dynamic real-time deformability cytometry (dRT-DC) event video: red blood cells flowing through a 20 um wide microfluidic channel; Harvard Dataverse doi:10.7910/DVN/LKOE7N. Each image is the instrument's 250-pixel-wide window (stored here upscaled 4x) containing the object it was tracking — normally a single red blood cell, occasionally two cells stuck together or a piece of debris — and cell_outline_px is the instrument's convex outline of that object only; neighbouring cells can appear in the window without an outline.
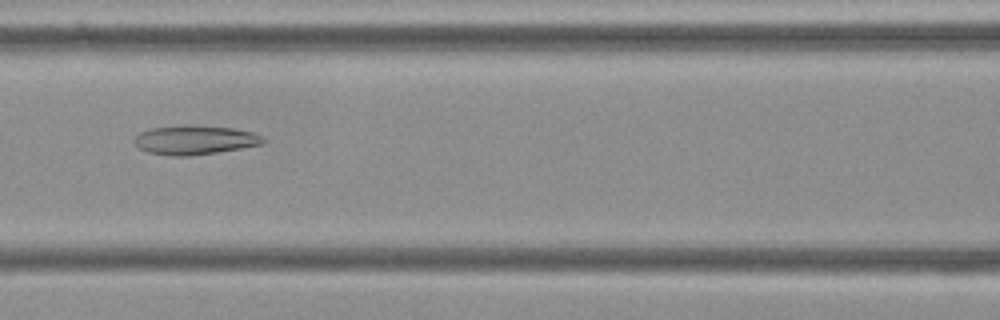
{"species": "Egyptian fruit bat (a non-hibernating species)", "species_latin": "Rousettus aegyptiacus", "temperature_condition": "cold", "stored_images_in_passage": 55, "camera_frame_rate_fps": 3000, "um_per_image_px": 0.085, "frame": {"image": 1, "passage_image": 24, "time_ms": 7.667, "image_size_px": [1000, 320], "cell_outline_px": [[268, 140], [264, 144], [216, 152], [188, 156], [172, 156], [148, 152], [140, 148], [132, 140], [140, 132], [148, 128], [184, 124], [232, 128], [252, 132]], "centroid_in_image_um": [16.54, 11.88], "position_along_channel_um": 150.1, "area_um2": 21.96}}
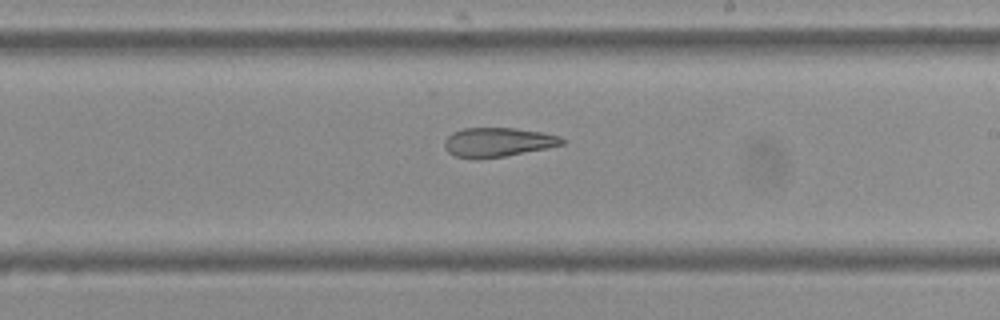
{"frame": {"image": 2, "passage_image": 32, "time_ms": 10.333, "image_size_px": [1000, 320], "cell_outline_px": [[564, 144], [548, 148], [504, 156], [480, 160], [476, 160], [456, 156], [448, 152], [444, 148], [444, 140], [452, 132], [464, 128], [516, 128], [540, 132], [560, 136], [564, 140]], "centroid_in_image_um": [42.28, 12.1], "position_along_channel_um": 246.7, "area_um2": 20.17}}
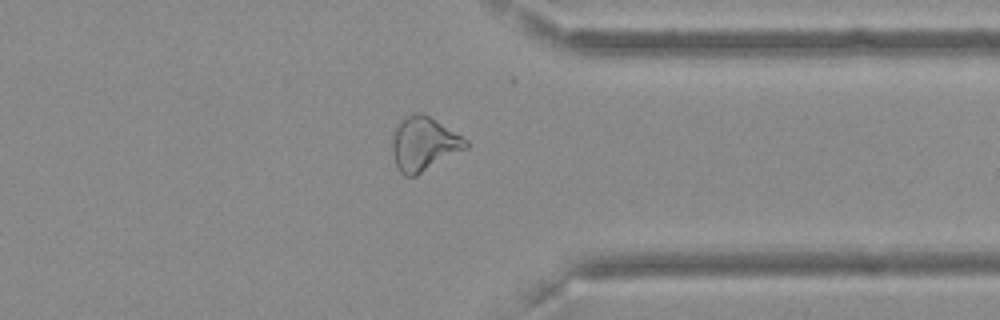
{"frame": {"image": 3, "passage_image": 43, "time_ms": 14.0, "image_size_px": [1000, 320], "cell_outline_px": [[468, 148], [416, 176], [404, 176], [396, 168], [392, 152], [392, 140], [396, 128], [400, 120], [416, 112], [420, 112], [428, 116], [468, 140]], "centroid_in_image_um": [36.01, 12.26], "position_along_channel_um": 375.4, "area_um2": 23.0}, "authors_computed_cell_mechanics": {"area_um2": 24.6806, "velocity_mm_per_s": 3.633, "shape_relaxation_time_tau1_ms": null, "shape_relaxation_time_tau2_ms": 3.81, "deformation_change_tau1": null, "deformation_change_tau2": 0.1301}}